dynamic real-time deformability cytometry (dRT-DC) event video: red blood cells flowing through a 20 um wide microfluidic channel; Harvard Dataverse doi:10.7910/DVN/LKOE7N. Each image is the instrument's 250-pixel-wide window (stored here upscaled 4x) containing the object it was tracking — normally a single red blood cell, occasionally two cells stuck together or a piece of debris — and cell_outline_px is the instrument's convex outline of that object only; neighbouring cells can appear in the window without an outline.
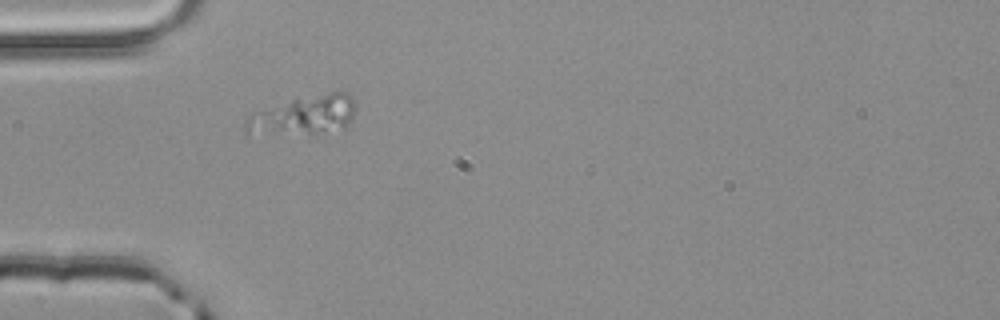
{"species": "common noctule bat (a hibernating species)", "species_latin": "Nyctalus noctula", "temperature_condition": "room temperature", "stored_images_in_passage": 1, "camera_frame_rate_fps": 3000, "um_per_image_px": 0.085, "animal": {"sex": "male", "body_mass_g": 20.4}, "frame": {"image": 1, "passage_image": 1, "time_ms": 0.0, "image_size_px": [1000, 320], "cell_outline_px": [[356, 108], [352, 120], [348, 128], [316, 136], [248, 136], [244, 128], [244, 124], [248, 116], [252, 112], [296, 96], [332, 92], [348, 92], [356, 104]], "centroid_in_image_um": [25.78, 9.86], "position_along_channel_um": 59.2, "area_um2": 27.46}}